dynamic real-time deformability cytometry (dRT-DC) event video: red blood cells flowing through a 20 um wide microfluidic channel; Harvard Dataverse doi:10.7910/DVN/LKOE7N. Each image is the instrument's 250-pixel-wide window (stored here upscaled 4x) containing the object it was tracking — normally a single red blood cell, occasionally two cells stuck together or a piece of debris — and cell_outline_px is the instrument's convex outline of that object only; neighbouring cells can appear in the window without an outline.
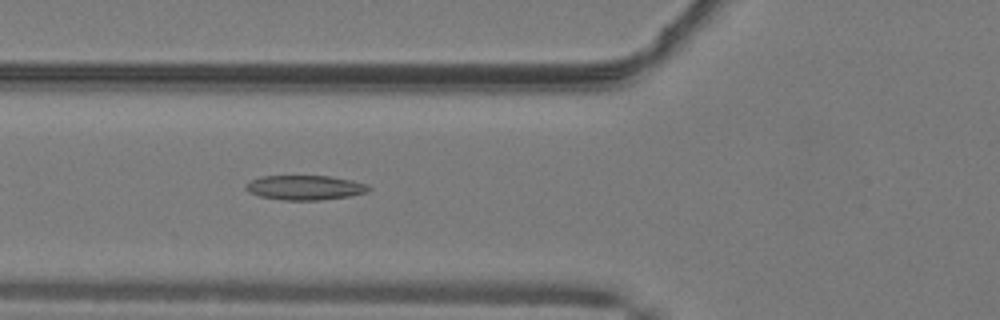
{"species": "common noctule bat (a hibernating species)", "species_latin": "Nyctalus noctula", "temperature_condition": "warm", "stored_images_in_passage": 38, "camera_frame_rate_fps": 3000, "um_per_image_px": 0.085, "animal": {"sex": "male", "body_mass_g": 19.2, "forearm_length_mm": 51.8}, "frame": {"image": 1, "passage_image": 7, "time_ms": 2.0, "image_size_px": [1000, 320], "cell_outline_px": [[372, 188], [368, 192], [352, 196], [320, 200], [280, 200], [260, 196], [248, 192], [244, 188], [244, 184], [248, 180], [260, 176], [328, 176], [352, 180], [368, 184]], "centroid_in_image_um": [25.9, 15.94], "position_along_channel_um": 99.9, "area_um2": 17.98}}
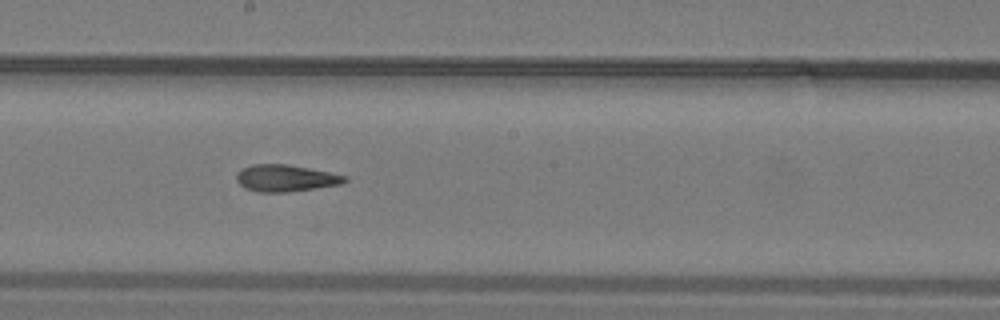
{"frame": {"image": 2, "passage_image": 16, "time_ms": 5.0, "image_size_px": [1000, 320], "cell_outline_px": [[348, 180], [340, 184], [288, 192], [260, 192], [244, 188], [236, 180], [236, 172], [252, 164], [288, 164], [348, 176]], "centroid_in_image_um": [24.25, 15.14], "position_along_channel_um": 223.9, "area_um2": 16.82}}
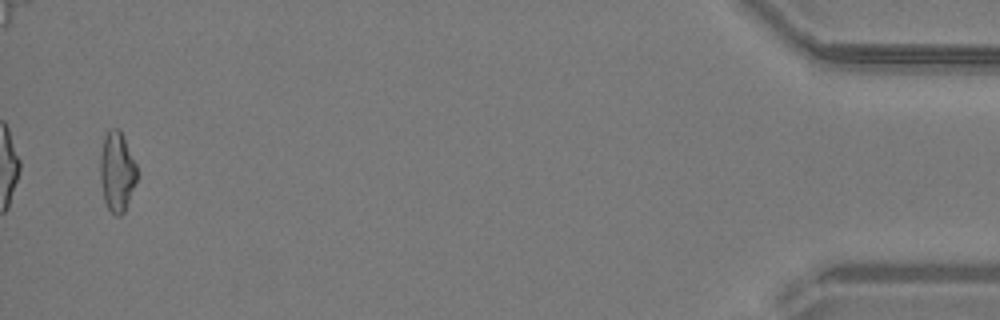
{"frame": {"image": 3, "passage_image": 37, "time_ms": 12.0, "image_size_px": [1000, 320], "cell_outline_px": [[140, 176], [124, 212], [120, 216], [116, 216], [108, 208], [104, 200], [100, 180], [100, 152], [104, 136], [108, 128], [120, 128], [136, 164]], "centroid_in_image_um": [9.96, 14.57], "position_along_channel_um": 425.2, "area_um2": 17.63}, "authors_computed_cell_mechanics": {"area_um2": 17.1955, "velocity_mm_per_s": 4.1163, "shape_relaxation_time_tau1_ms": null, "shape_relaxation_time_tau2_ms": 3.7956, "deformation_change_tau1": null, "deformation_change_tau2": 0.136}}